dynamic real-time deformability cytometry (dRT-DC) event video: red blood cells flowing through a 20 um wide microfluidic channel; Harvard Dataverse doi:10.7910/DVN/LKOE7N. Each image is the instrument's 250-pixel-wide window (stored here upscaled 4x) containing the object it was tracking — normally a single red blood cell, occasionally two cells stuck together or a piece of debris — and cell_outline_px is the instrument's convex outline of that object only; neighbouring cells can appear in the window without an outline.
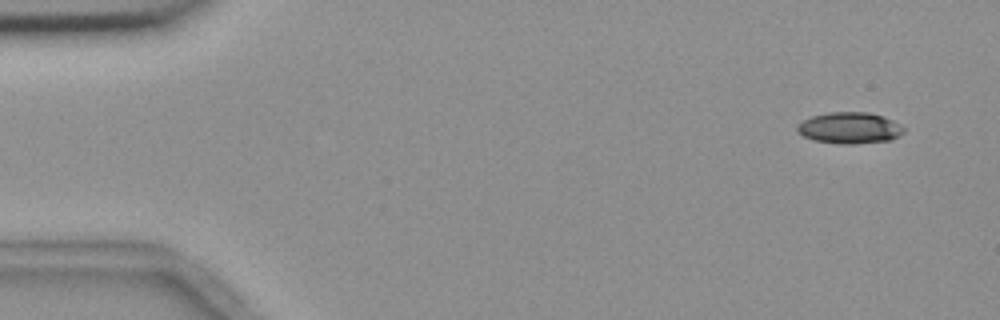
{"species": "common noctule bat (a hibernating species)", "species_latin": "Nyctalus noctula", "temperature_condition": "room temperature", "stored_images_in_passage": 8, "camera_frame_rate_fps": 3000, "um_per_image_px": 0.085, "animal": {"sex": "female", "body_mass_g": 18.4}, "frame": {"image": 1, "passage_image": 1, "time_ms": 0.0, "image_size_px": [1000, 320], "cell_outline_px": [[904, 132], [900, 136], [888, 140], [856, 144], [840, 144], [812, 140], [796, 132], [796, 124], [812, 116], [828, 112], [868, 112], [884, 116], [892, 120], [904, 128]], "centroid_in_image_um": [72.19, 10.87], "position_along_channel_um": 12.8, "area_um2": 19.59}}
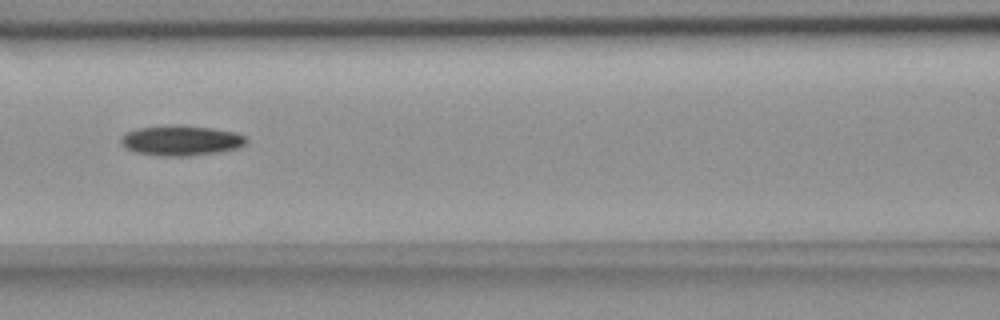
{"frame": {"image": 2, "passage_image": 7, "time_ms": 7.0, "image_size_px": [1000, 320], "cell_outline_px": [[248, 140], [244, 144], [236, 148], [216, 152], [188, 156], [160, 156], [136, 152], [120, 144], [120, 136], [124, 132], [136, 128], [172, 124], [180, 124], [212, 128], [236, 132], [244, 136]], "centroid_in_image_um": [15.33, 11.92], "position_along_channel_um": 151.3, "area_um2": 22.25}}
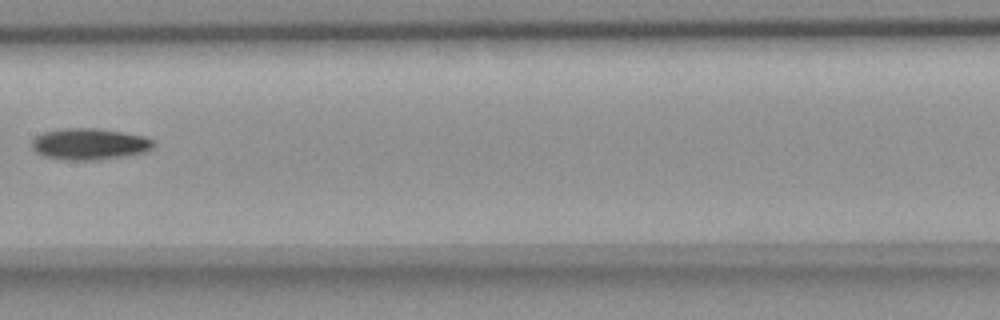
{"frame": {"image": 3, "passage_image": 8, "time_ms": 8.333, "image_size_px": [1000, 320], "cell_outline_px": [[152, 148], [144, 152], [100, 160], [72, 160], [44, 156], [36, 152], [32, 148], [32, 140], [36, 136], [44, 132], [64, 128], [96, 128], [144, 136], [152, 140]], "centroid_in_image_um": [7.57, 12.24], "position_along_channel_um": 199.8, "area_um2": 21.96}}